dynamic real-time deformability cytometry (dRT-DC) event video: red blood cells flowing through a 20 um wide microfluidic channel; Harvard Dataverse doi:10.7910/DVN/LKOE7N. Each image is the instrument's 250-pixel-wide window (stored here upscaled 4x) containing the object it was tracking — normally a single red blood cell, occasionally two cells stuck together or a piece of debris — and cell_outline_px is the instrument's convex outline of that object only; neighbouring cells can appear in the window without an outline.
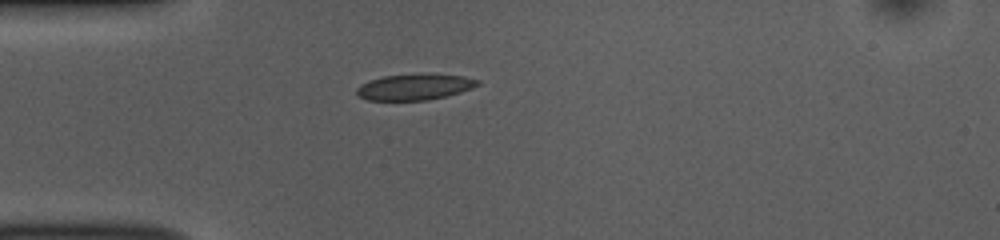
{"species": "common noctule bat (a hibernating species)", "species_latin": "Nyctalus noctula", "temperature_condition": "room temperature", "stored_images_in_passage": 39, "camera_frame_rate_fps": 3000, "um_per_image_px": 0.085, "animal": {"sex": "female", "body_mass_g": 10.0, "forearm_length_mm": 53.1}, "frame": {"image": 1, "passage_image": 1, "time_ms": 0.0, "image_size_px": [1000, 240], "cell_outline_px": [[480, 84], [472, 88], [460, 92], [428, 100], [368, 100], [356, 96], [356, 88], [360, 84], [368, 80], [384, 76], [464, 76], [480, 80]], "centroid_in_image_um": [35.17, 7.43], "position_along_channel_um": 49.8, "area_um2": 17.63}}
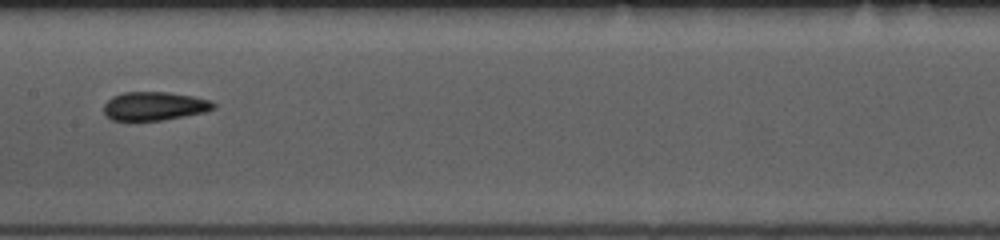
{"frame": {"image": 2, "passage_image": 13, "time_ms": 4.0, "image_size_px": [1000, 240], "cell_outline_px": [[216, 108], [204, 112], [164, 120], [128, 124], [112, 120], [104, 116], [104, 104], [112, 96], [124, 92], [168, 92], [192, 96], [212, 100], [216, 104]], "centroid_in_image_um": [13.06, 9.06], "position_along_channel_um": 194.3, "area_um2": 19.13}}
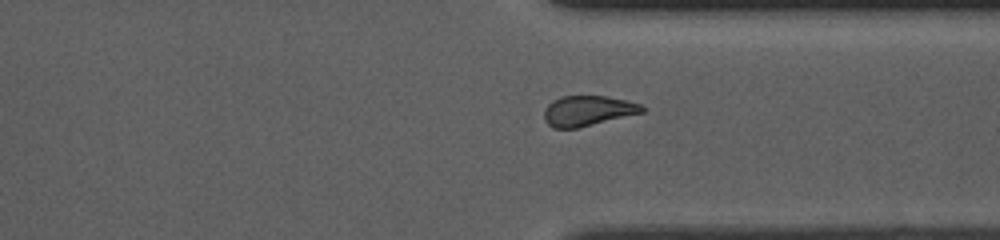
{"frame": {"image": 3, "passage_image": 26, "time_ms": 8.333, "image_size_px": [1000, 240], "cell_outline_px": [[648, 108], [644, 112], [576, 128], [552, 128], [544, 120], [544, 108], [552, 100], [560, 96], [604, 96], [628, 100], [644, 104]], "centroid_in_image_um": [49.99, 9.4], "position_along_channel_um": 361.4, "area_um2": 17.46}, "authors_computed_cell_mechanics": {"area_um2": 18.0336, "velocity_mm_per_s": 3.8669, "shape_relaxation_time_tau1_ms": 2.9343, "shape_relaxation_time_tau2_ms": 2.193, "deformation_change_tau1": 0.1101, "deformation_change_tau2": 0.0684}}